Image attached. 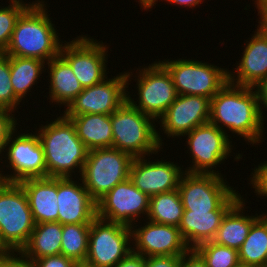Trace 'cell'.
Returning a JSON list of instances; mask_svg holds the SVG:
<instances>
[{"instance_id":"6da1fadb","label":"cell","mask_w":267,"mask_h":267,"mask_svg":"<svg viewBox=\"0 0 267 267\" xmlns=\"http://www.w3.org/2000/svg\"><path fill=\"white\" fill-rule=\"evenodd\" d=\"M263 116L257 91L253 87L235 85L228 81L211 99L209 122L227 136L230 130L253 146L264 142L262 139L265 138L263 133L266 118Z\"/></svg>"},{"instance_id":"7a4b0ae2","label":"cell","mask_w":267,"mask_h":267,"mask_svg":"<svg viewBox=\"0 0 267 267\" xmlns=\"http://www.w3.org/2000/svg\"><path fill=\"white\" fill-rule=\"evenodd\" d=\"M46 122L36 131L44 151L46 177L76 178L75 172L81 176L89 150L77 136L72 121L62 113Z\"/></svg>"},{"instance_id":"3957f363","label":"cell","mask_w":267,"mask_h":267,"mask_svg":"<svg viewBox=\"0 0 267 267\" xmlns=\"http://www.w3.org/2000/svg\"><path fill=\"white\" fill-rule=\"evenodd\" d=\"M47 3L30 5L18 18L8 48V56L36 58L49 62L60 54L64 43L49 17Z\"/></svg>"},{"instance_id":"277c9868","label":"cell","mask_w":267,"mask_h":267,"mask_svg":"<svg viewBox=\"0 0 267 267\" xmlns=\"http://www.w3.org/2000/svg\"><path fill=\"white\" fill-rule=\"evenodd\" d=\"M154 121L126 100L111 114L113 148L133 158L157 155L163 147L158 142Z\"/></svg>"},{"instance_id":"5b68a950","label":"cell","mask_w":267,"mask_h":267,"mask_svg":"<svg viewBox=\"0 0 267 267\" xmlns=\"http://www.w3.org/2000/svg\"><path fill=\"white\" fill-rule=\"evenodd\" d=\"M35 225L23 187L0 181V250L20 252Z\"/></svg>"},{"instance_id":"8992f818","label":"cell","mask_w":267,"mask_h":267,"mask_svg":"<svg viewBox=\"0 0 267 267\" xmlns=\"http://www.w3.org/2000/svg\"><path fill=\"white\" fill-rule=\"evenodd\" d=\"M226 180L215 174L184 172L178 186L184 210L229 211L244 195Z\"/></svg>"},{"instance_id":"52a82bcc","label":"cell","mask_w":267,"mask_h":267,"mask_svg":"<svg viewBox=\"0 0 267 267\" xmlns=\"http://www.w3.org/2000/svg\"><path fill=\"white\" fill-rule=\"evenodd\" d=\"M133 159L130 154L113 147L89 150L80 182L97 202L118 183L129 178Z\"/></svg>"},{"instance_id":"ba28073f","label":"cell","mask_w":267,"mask_h":267,"mask_svg":"<svg viewBox=\"0 0 267 267\" xmlns=\"http://www.w3.org/2000/svg\"><path fill=\"white\" fill-rule=\"evenodd\" d=\"M159 62L169 72L178 95H197L212 99L228 82V69L202 60L164 59Z\"/></svg>"},{"instance_id":"9c48e42d","label":"cell","mask_w":267,"mask_h":267,"mask_svg":"<svg viewBox=\"0 0 267 267\" xmlns=\"http://www.w3.org/2000/svg\"><path fill=\"white\" fill-rule=\"evenodd\" d=\"M141 67L136 68V74L133 76L136 77L134 81H137L135 85L138 100L132 99L130 92H127V100L157 122L178 94L169 72L159 61Z\"/></svg>"},{"instance_id":"30bf717a","label":"cell","mask_w":267,"mask_h":267,"mask_svg":"<svg viewBox=\"0 0 267 267\" xmlns=\"http://www.w3.org/2000/svg\"><path fill=\"white\" fill-rule=\"evenodd\" d=\"M187 136V138H186ZM187 153L189 151L191 166L183 168L189 173L215 174L223 176L216 167L227 160L232 153V136L220 130L210 122L195 127L185 134ZM230 138V139H229ZM226 159V160H225ZM215 168V170H214ZM217 169V171H216ZM220 172V173H219Z\"/></svg>"},{"instance_id":"8fae6325","label":"cell","mask_w":267,"mask_h":267,"mask_svg":"<svg viewBox=\"0 0 267 267\" xmlns=\"http://www.w3.org/2000/svg\"><path fill=\"white\" fill-rule=\"evenodd\" d=\"M17 130L15 128L8 137L4 153L6 155L3 157L6 160L1 163L12 171L10 175L5 174L2 171L3 165L0 166V181L19 183L29 178H45V156L37 133L20 134Z\"/></svg>"},{"instance_id":"7c38bea8","label":"cell","mask_w":267,"mask_h":267,"mask_svg":"<svg viewBox=\"0 0 267 267\" xmlns=\"http://www.w3.org/2000/svg\"><path fill=\"white\" fill-rule=\"evenodd\" d=\"M129 226L96 217L89 230L84 267H114L132 252Z\"/></svg>"},{"instance_id":"4fadbf2b","label":"cell","mask_w":267,"mask_h":267,"mask_svg":"<svg viewBox=\"0 0 267 267\" xmlns=\"http://www.w3.org/2000/svg\"><path fill=\"white\" fill-rule=\"evenodd\" d=\"M88 36H77L69 42L64 40L60 48V55L68 62L83 88L102 82L109 73L106 64L109 46Z\"/></svg>"},{"instance_id":"5bb4252c","label":"cell","mask_w":267,"mask_h":267,"mask_svg":"<svg viewBox=\"0 0 267 267\" xmlns=\"http://www.w3.org/2000/svg\"><path fill=\"white\" fill-rule=\"evenodd\" d=\"M133 72H121L94 86L83 88L64 110L65 116L114 113L126 100Z\"/></svg>"},{"instance_id":"9a60e30c","label":"cell","mask_w":267,"mask_h":267,"mask_svg":"<svg viewBox=\"0 0 267 267\" xmlns=\"http://www.w3.org/2000/svg\"><path fill=\"white\" fill-rule=\"evenodd\" d=\"M150 197L137 189L130 178L118 183L96 202V217L131 227L149 213Z\"/></svg>"},{"instance_id":"2e32d148","label":"cell","mask_w":267,"mask_h":267,"mask_svg":"<svg viewBox=\"0 0 267 267\" xmlns=\"http://www.w3.org/2000/svg\"><path fill=\"white\" fill-rule=\"evenodd\" d=\"M211 99L197 95H178L165 113L157 121V139L160 146H164L160 133L166 138H181L197 126L210 121ZM162 127V128H161ZM161 131V132H160ZM159 132V133H158Z\"/></svg>"},{"instance_id":"e0dca14e","label":"cell","mask_w":267,"mask_h":267,"mask_svg":"<svg viewBox=\"0 0 267 267\" xmlns=\"http://www.w3.org/2000/svg\"><path fill=\"white\" fill-rule=\"evenodd\" d=\"M145 222L141 226L135 223L130 227L132 252L146 258L182 256L190 249L182 238L179 227L160 224L147 219Z\"/></svg>"},{"instance_id":"ac0fdd59","label":"cell","mask_w":267,"mask_h":267,"mask_svg":"<svg viewBox=\"0 0 267 267\" xmlns=\"http://www.w3.org/2000/svg\"><path fill=\"white\" fill-rule=\"evenodd\" d=\"M146 157L134 158L130 167L129 178L134 186L149 197L178 189L183 166L174 161Z\"/></svg>"},{"instance_id":"d6986e66","label":"cell","mask_w":267,"mask_h":267,"mask_svg":"<svg viewBox=\"0 0 267 267\" xmlns=\"http://www.w3.org/2000/svg\"><path fill=\"white\" fill-rule=\"evenodd\" d=\"M79 181L78 176L76 180L58 178V222L62 225L92 223L96 218V202Z\"/></svg>"},{"instance_id":"ffe728a7","label":"cell","mask_w":267,"mask_h":267,"mask_svg":"<svg viewBox=\"0 0 267 267\" xmlns=\"http://www.w3.org/2000/svg\"><path fill=\"white\" fill-rule=\"evenodd\" d=\"M241 59L233 71H228V81L235 85L255 87L267 77V38L257 28L245 41Z\"/></svg>"},{"instance_id":"44dd1931","label":"cell","mask_w":267,"mask_h":267,"mask_svg":"<svg viewBox=\"0 0 267 267\" xmlns=\"http://www.w3.org/2000/svg\"><path fill=\"white\" fill-rule=\"evenodd\" d=\"M19 184L27 195L36 224L58 222V178H29Z\"/></svg>"},{"instance_id":"7402d4cb","label":"cell","mask_w":267,"mask_h":267,"mask_svg":"<svg viewBox=\"0 0 267 267\" xmlns=\"http://www.w3.org/2000/svg\"><path fill=\"white\" fill-rule=\"evenodd\" d=\"M49 73L48 87L49 96L47 97L54 105H64L66 108L74 98L83 90L82 85L75 77L68 62L59 54L54 59L46 63Z\"/></svg>"},{"instance_id":"603a6c76","label":"cell","mask_w":267,"mask_h":267,"mask_svg":"<svg viewBox=\"0 0 267 267\" xmlns=\"http://www.w3.org/2000/svg\"><path fill=\"white\" fill-rule=\"evenodd\" d=\"M227 212L184 210L179 230L186 245L194 249L201 243L212 241Z\"/></svg>"},{"instance_id":"cb8c5ba5","label":"cell","mask_w":267,"mask_h":267,"mask_svg":"<svg viewBox=\"0 0 267 267\" xmlns=\"http://www.w3.org/2000/svg\"><path fill=\"white\" fill-rule=\"evenodd\" d=\"M246 198H241L223 217L212 242L239 250L250 232L253 222L260 216L246 214ZM246 214V215H244Z\"/></svg>"},{"instance_id":"d4e9b609","label":"cell","mask_w":267,"mask_h":267,"mask_svg":"<svg viewBox=\"0 0 267 267\" xmlns=\"http://www.w3.org/2000/svg\"><path fill=\"white\" fill-rule=\"evenodd\" d=\"M68 117L88 150L113 147L111 115L82 114Z\"/></svg>"},{"instance_id":"484cf974","label":"cell","mask_w":267,"mask_h":267,"mask_svg":"<svg viewBox=\"0 0 267 267\" xmlns=\"http://www.w3.org/2000/svg\"><path fill=\"white\" fill-rule=\"evenodd\" d=\"M62 224H36L28 243L20 251L32 264L39 258L61 254Z\"/></svg>"},{"instance_id":"4316f807","label":"cell","mask_w":267,"mask_h":267,"mask_svg":"<svg viewBox=\"0 0 267 267\" xmlns=\"http://www.w3.org/2000/svg\"><path fill=\"white\" fill-rule=\"evenodd\" d=\"M45 65L46 62L36 58L10 56V81L14 94L21 101L24 102L33 85L37 86L40 76L46 72Z\"/></svg>"},{"instance_id":"83f0119b","label":"cell","mask_w":267,"mask_h":267,"mask_svg":"<svg viewBox=\"0 0 267 267\" xmlns=\"http://www.w3.org/2000/svg\"><path fill=\"white\" fill-rule=\"evenodd\" d=\"M239 261L254 267H267V214L253 222L246 240L238 250Z\"/></svg>"},{"instance_id":"f1b7e54d","label":"cell","mask_w":267,"mask_h":267,"mask_svg":"<svg viewBox=\"0 0 267 267\" xmlns=\"http://www.w3.org/2000/svg\"><path fill=\"white\" fill-rule=\"evenodd\" d=\"M184 207L178 189L150 197L147 220L179 227Z\"/></svg>"},{"instance_id":"f546056e","label":"cell","mask_w":267,"mask_h":267,"mask_svg":"<svg viewBox=\"0 0 267 267\" xmlns=\"http://www.w3.org/2000/svg\"><path fill=\"white\" fill-rule=\"evenodd\" d=\"M91 223L62 225L61 254L83 266L88 253Z\"/></svg>"},{"instance_id":"4dcf8cb0","label":"cell","mask_w":267,"mask_h":267,"mask_svg":"<svg viewBox=\"0 0 267 267\" xmlns=\"http://www.w3.org/2000/svg\"><path fill=\"white\" fill-rule=\"evenodd\" d=\"M46 2L44 0H35L33 2H24L23 0H9L8 6L0 5V53H5L16 22L20 15L30 6Z\"/></svg>"},{"instance_id":"1f68e13d","label":"cell","mask_w":267,"mask_h":267,"mask_svg":"<svg viewBox=\"0 0 267 267\" xmlns=\"http://www.w3.org/2000/svg\"><path fill=\"white\" fill-rule=\"evenodd\" d=\"M194 250L205 261L206 267H235L240 263L238 250L212 241L201 243Z\"/></svg>"},{"instance_id":"d6a6232c","label":"cell","mask_w":267,"mask_h":267,"mask_svg":"<svg viewBox=\"0 0 267 267\" xmlns=\"http://www.w3.org/2000/svg\"><path fill=\"white\" fill-rule=\"evenodd\" d=\"M21 102L14 94L10 81V56L0 53V107L15 112Z\"/></svg>"},{"instance_id":"836d02e7","label":"cell","mask_w":267,"mask_h":267,"mask_svg":"<svg viewBox=\"0 0 267 267\" xmlns=\"http://www.w3.org/2000/svg\"><path fill=\"white\" fill-rule=\"evenodd\" d=\"M13 111L5 108L0 107V160H3V156L5 153L6 143L8 140V137L10 133L19 125L17 123V118L15 117V114ZM2 154V155H1ZM0 161V162H1Z\"/></svg>"},{"instance_id":"e575fe53","label":"cell","mask_w":267,"mask_h":267,"mask_svg":"<svg viewBox=\"0 0 267 267\" xmlns=\"http://www.w3.org/2000/svg\"><path fill=\"white\" fill-rule=\"evenodd\" d=\"M252 170L251 178H249L251 188L255 190L256 196L267 198V161L260 163Z\"/></svg>"},{"instance_id":"d590c367","label":"cell","mask_w":267,"mask_h":267,"mask_svg":"<svg viewBox=\"0 0 267 267\" xmlns=\"http://www.w3.org/2000/svg\"><path fill=\"white\" fill-rule=\"evenodd\" d=\"M33 267H80V265L74 260L59 254L39 258L33 263Z\"/></svg>"},{"instance_id":"8d00e7d4","label":"cell","mask_w":267,"mask_h":267,"mask_svg":"<svg viewBox=\"0 0 267 267\" xmlns=\"http://www.w3.org/2000/svg\"><path fill=\"white\" fill-rule=\"evenodd\" d=\"M0 267H33V264L21 252L2 251L0 252Z\"/></svg>"},{"instance_id":"74e56055","label":"cell","mask_w":267,"mask_h":267,"mask_svg":"<svg viewBox=\"0 0 267 267\" xmlns=\"http://www.w3.org/2000/svg\"><path fill=\"white\" fill-rule=\"evenodd\" d=\"M181 256H153L145 258V267H180Z\"/></svg>"},{"instance_id":"f35d334b","label":"cell","mask_w":267,"mask_h":267,"mask_svg":"<svg viewBox=\"0 0 267 267\" xmlns=\"http://www.w3.org/2000/svg\"><path fill=\"white\" fill-rule=\"evenodd\" d=\"M180 267H206V264L194 249H189L181 256Z\"/></svg>"},{"instance_id":"ab89813d","label":"cell","mask_w":267,"mask_h":267,"mask_svg":"<svg viewBox=\"0 0 267 267\" xmlns=\"http://www.w3.org/2000/svg\"><path fill=\"white\" fill-rule=\"evenodd\" d=\"M258 10V30L267 38V0H258L255 3Z\"/></svg>"},{"instance_id":"60d3db41","label":"cell","mask_w":267,"mask_h":267,"mask_svg":"<svg viewBox=\"0 0 267 267\" xmlns=\"http://www.w3.org/2000/svg\"><path fill=\"white\" fill-rule=\"evenodd\" d=\"M114 267H145V257L131 252Z\"/></svg>"},{"instance_id":"b9f144b4","label":"cell","mask_w":267,"mask_h":267,"mask_svg":"<svg viewBox=\"0 0 267 267\" xmlns=\"http://www.w3.org/2000/svg\"><path fill=\"white\" fill-rule=\"evenodd\" d=\"M257 91L259 107L262 115L264 114L262 109H267V77H265L259 84L254 87ZM263 105V106H262ZM264 107V108H263Z\"/></svg>"},{"instance_id":"7bdbcfd3","label":"cell","mask_w":267,"mask_h":267,"mask_svg":"<svg viewBox=\"0 0 267 267\" xmlns=\"http://www.w3.org/2000/svg\"><path fill=\"white\" fill-rule=\"evenodd\" d=\"M166 2H168L169 4H174V5H178V6H182L185 8H191L193 10V8H196L197 6L200 7L199 5L202 4L205 0H164Z\"/></svg>"},{"instance_id":"ee69618b","label":"cell","mask_w":267,"mask_h":267,"mask_svg":"<svg viewBox=\"0 0 267 267\" xmlns=\"http://www.w3.org/2000/svg\"><path fill=\"white\" fill-rule=\"evenodd\" d=\"M162 1V0H160ZM164 1V0H163ZM138 4H140L139 6L141 7L140 9H144V11L152 9L154 7V5H156L158 2V0H138Z\"/></svg>"},{"instance_id":"f6af8a7d","label":"cell","mask_w":267,"mask_h":267,"mask_svg":"<svg viewBox=\"0 0 267 267\" xmlns=\"http://www.w3.org/2000/svg\"><path fill=\"white\" fill-rule=\"evenodd\" d=\"M235 267H254V266H249V265H246V264H241L239 263L237 266Z\"/></svg>"}]
</instances>
